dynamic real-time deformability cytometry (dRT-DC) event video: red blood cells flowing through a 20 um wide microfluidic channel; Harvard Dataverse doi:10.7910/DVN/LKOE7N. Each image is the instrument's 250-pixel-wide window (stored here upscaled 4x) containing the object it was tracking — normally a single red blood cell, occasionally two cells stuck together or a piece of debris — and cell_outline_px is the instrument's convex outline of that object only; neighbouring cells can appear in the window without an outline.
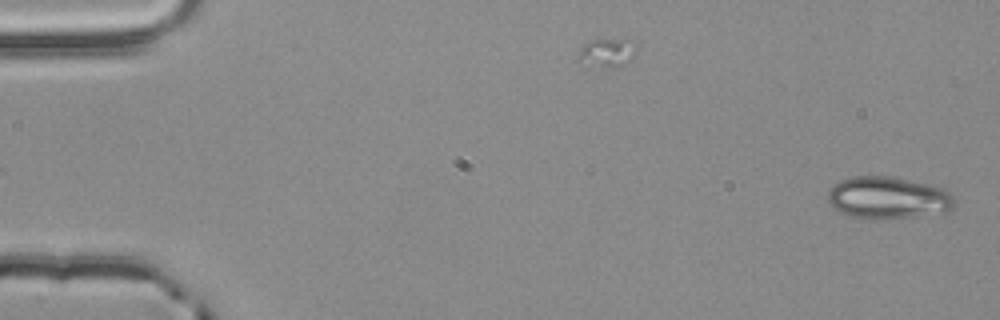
{"species": "common noctule bat (a hibernating species)", "species_latin": "Nyctalus noctula", "temperature_condition": "room temperature", "stored_images_in_passage": 4, "segment_of_instrument_passage": [2, 2], "camera_frame_rate_fps": 3000, "um_per_image_px": 0.085, "animal": {"sex": "male", "body_mass_g": 20.4}, "frame": {"image": 1, "passage_image": 4, "time_ms": 1.0, "image_size_px": [1000, 320], "cell_outline_px": [[956, 204], [948, 212], [916, 216], [852, 216], [840, 212], [832, 208], [828, 200], [828, 192], [840, 180], [852, 176], [892, 176], [944, 188], [952, 196]], "centroid_in_image_um": [75.5, 16.77], "position_along_channel_um": 9.5, "area_um2": 30.29}}